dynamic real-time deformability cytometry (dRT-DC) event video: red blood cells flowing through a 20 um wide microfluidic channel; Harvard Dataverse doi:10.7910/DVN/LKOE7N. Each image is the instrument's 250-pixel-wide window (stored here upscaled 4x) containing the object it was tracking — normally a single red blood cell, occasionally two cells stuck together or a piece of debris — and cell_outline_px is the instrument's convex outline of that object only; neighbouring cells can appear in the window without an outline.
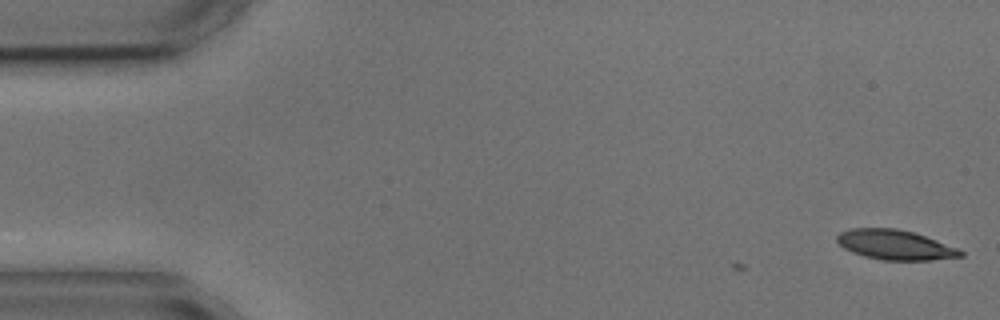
{"species": "common noctule bat (a hibernating species)", "species_latin": "Nyctalus noctula", "temperature_condition": "cold", "stored_images_in_passage": 2, "camera_frame_rate_fps": 3000, "um_per_image_px": 0.085, "animal": {"sex": "male", "body_mass_g": 17.9, "forearm_length_mm": 54.2}, "frame": {"image": 1, "passage_image": 2, "time_ms": 1.0, "image_size_px": [1000, 320], "cell_outline_px": [[964, 256], [932, 260], [884, 260], [864, 256], [852, 252], [844, 248], [836, 240], [836, 236], [840, 232], [848, 228], [896, 228], [912, 232], [960, 248], [964, 252]], "centroid_in_image_um": [76.09, 20.81], "position_along_channel_um": 8.9, "area_um2": 21.5}}